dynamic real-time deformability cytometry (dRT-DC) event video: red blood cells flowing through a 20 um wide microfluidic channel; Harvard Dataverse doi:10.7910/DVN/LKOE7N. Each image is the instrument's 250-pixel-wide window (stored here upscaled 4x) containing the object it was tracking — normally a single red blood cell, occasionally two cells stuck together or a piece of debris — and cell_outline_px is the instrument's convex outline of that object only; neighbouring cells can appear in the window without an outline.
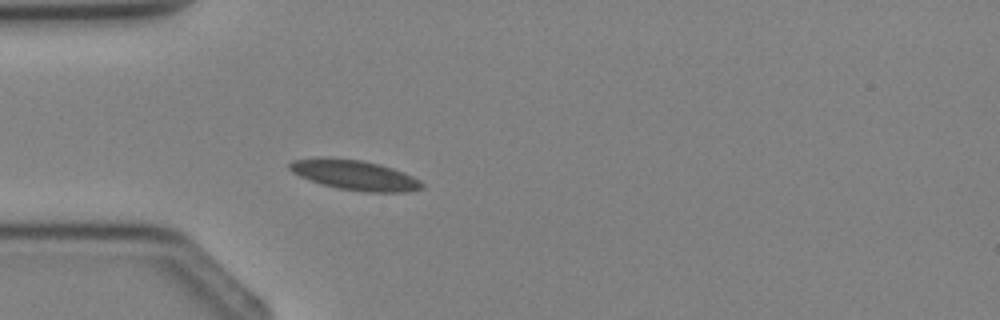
{"species": "Egyptian fruit bat (a non-hibernating species)", "species_latin": "Rousettus aegyptiacus", "temperature_condition": "cold", "stored_images_in_passage": 2, "camera_frame_rate_fps": 3000, "um_per_image_px": 0.085, "animal": {"sex": "female"}, "frame": {"image": 1, "passage_image": 2, "time_ms": 1.333, "image_size_px": [1000, 320], "cell_outline_px": [[424, 188], [404, 192], [364, 192], [340, 188], [324, 184], [300, 176], [292, 172], [288, 168], [288, 164], [292, 160], [360, 160], [380, 164], [404, 172], [420, 180], [424, 184]], "centroid_in_image_um": [30.26, 14.92], "position_along_channel_um": 54.7, "area_um2": 22.14}}